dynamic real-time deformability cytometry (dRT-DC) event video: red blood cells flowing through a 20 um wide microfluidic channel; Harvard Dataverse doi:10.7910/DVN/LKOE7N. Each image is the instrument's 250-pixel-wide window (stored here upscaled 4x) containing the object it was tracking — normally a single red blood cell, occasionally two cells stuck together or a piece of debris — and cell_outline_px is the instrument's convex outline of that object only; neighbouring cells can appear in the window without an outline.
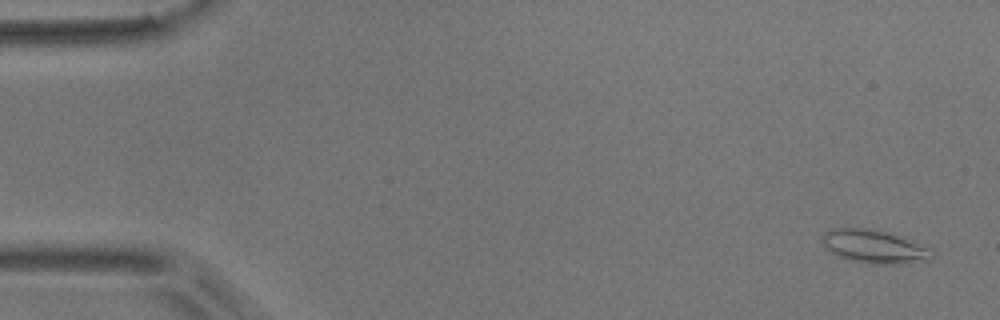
{"species": "common noctule bat (a hibernating species)", "species_latin": "Nyctalus noctula", "temperature_condition": "room temperature", "stored_images_in_passage": 4, "camera_frame_rate_fps": 3000, "um_per_image_px": 0.085, "animal": {"sex": "male", "body_mass_g": 17.9}, "frame": {"image": 1, "passage_image": 1, "time_ms": 0.0, "image_size_px": [1000, 320], "cell_outline_px": [[936, 252], [928, 260], [912, 264], [872, 264], [852, 260], [840, 256], [832, 252], [824, 244], [820, 236], [824, 232], [832, 228], [868, 228], [888, 232], [916, 240], [932, 248]], "centroid_in_image_um": [74.42, 20.95], "position_along_channel_um": 10.6, "area_um2": 21.79}}